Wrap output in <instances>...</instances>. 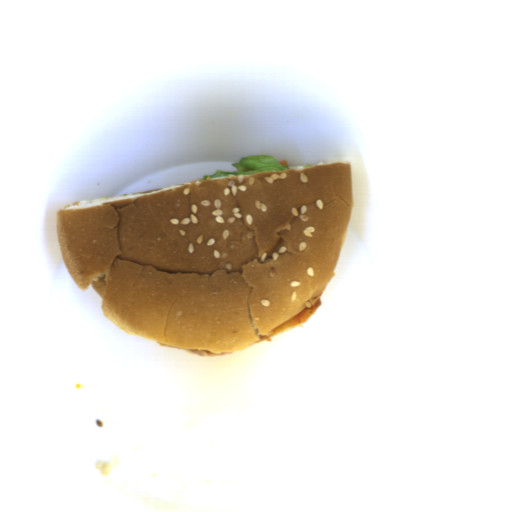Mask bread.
I'll list each match as a JSON object with an SVG mask.
<instances>
[{
    "instance_id": "1",
    "label": "bread",
    "mask_w": 512,
    "mask_h": 512,
    "mask_svg": "<svg viewBox=\"0 0 512 512\" xmlns=\"http://www.w3.org/2000/svg\"><path fill=\"white\" fill-rule=\"evenodd\" d=\"M352 211L339 161L79 201L56 223L73 282L119 329L234 353L320 299Z\"/></svg>"
}]
</instances>
